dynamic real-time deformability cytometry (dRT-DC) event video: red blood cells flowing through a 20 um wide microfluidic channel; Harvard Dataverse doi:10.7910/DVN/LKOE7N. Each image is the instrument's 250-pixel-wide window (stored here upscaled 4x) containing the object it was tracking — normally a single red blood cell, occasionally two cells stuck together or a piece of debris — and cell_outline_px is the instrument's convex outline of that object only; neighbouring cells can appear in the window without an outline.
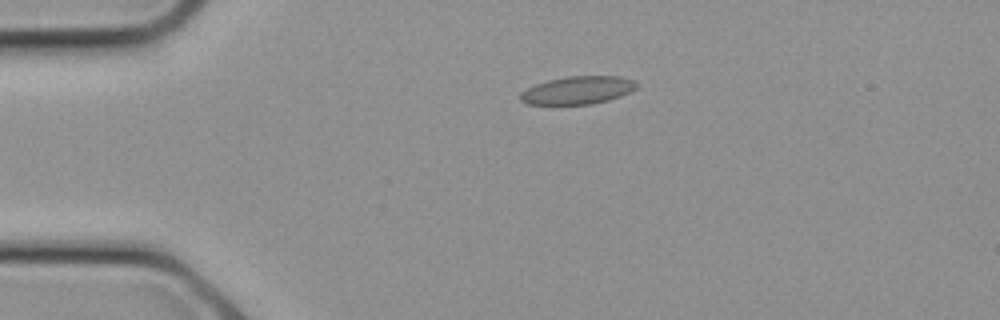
{"species": "common noctule bat (a hibernating species)", "species_latin": "Nyctalus noctula", "temperature_condition": "cold", "stored_images_in_passage": 8, "camera_frame_rate_fps": 3000, "um_per_image_px": 0.085, "animal": {"sex": "female", "body_mass_g": 21.9}, "frame": {"image": 1, "passage_image": 1, "time_ms": 0.0, "image_size_px": [1000, 320], "cell_outline_px": [[636, 88], [620, 96], [608, 100], [592, 104], [528, 104], [520, 100], [520, 92], [536, 84], [548, 80], [568, 76], [620, 76], [636, 80]], "centroid_in_image_um": [49.11, 7.66], "position_along_channel_um": 35.9, "area_um2": 18.79}}
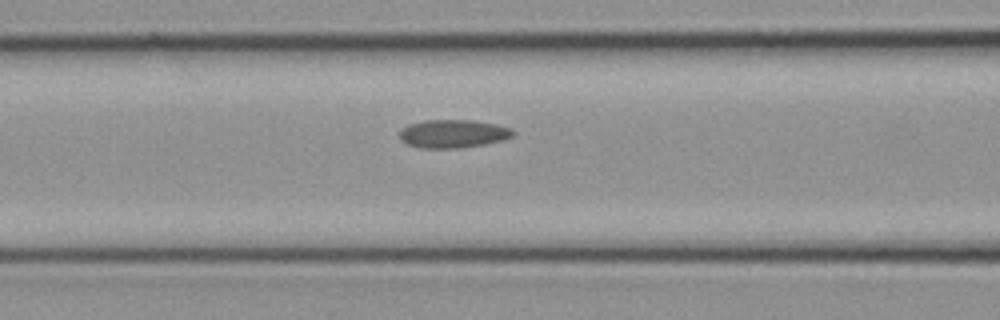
{"frame": {"image": 2, "passage_image": 6, "time_ms": 1.667, "image_size_px": [1000, 320], "cell_outline_px": [[516, 132], [512, 136], [504, 140], [484, 144], [460, 148], [420, 148], [408, 144], [400, 140], [400, 132], [408, 124], [424, 120], [472, 120], [496, 124], [512, 128]], "centroid_in_image_um": [38.54, 11.36], "position_along_channel_um": 128.1, "area_um2": 18.73}}
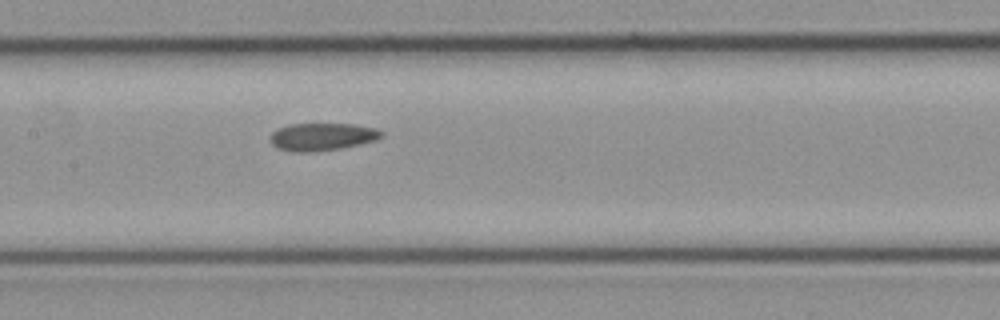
{"frame": {"image": 3, "passage_image": 8, "time_ms": 2.333, "image_size_px": [1000, 320], "cell_outline_px": [[384, 136], [376, 140], [360, 144], [340, 148], [312, 152], [288, 152], [276, 148], [268, 140], [272, 132], [280, 128], [292, 124], [352, 124], [376, 128], [384, 132]], "centroid_in_image_um": [27.37, 11.63], "position_along_channel_um": 180.0, "area_um2": 18.03}}